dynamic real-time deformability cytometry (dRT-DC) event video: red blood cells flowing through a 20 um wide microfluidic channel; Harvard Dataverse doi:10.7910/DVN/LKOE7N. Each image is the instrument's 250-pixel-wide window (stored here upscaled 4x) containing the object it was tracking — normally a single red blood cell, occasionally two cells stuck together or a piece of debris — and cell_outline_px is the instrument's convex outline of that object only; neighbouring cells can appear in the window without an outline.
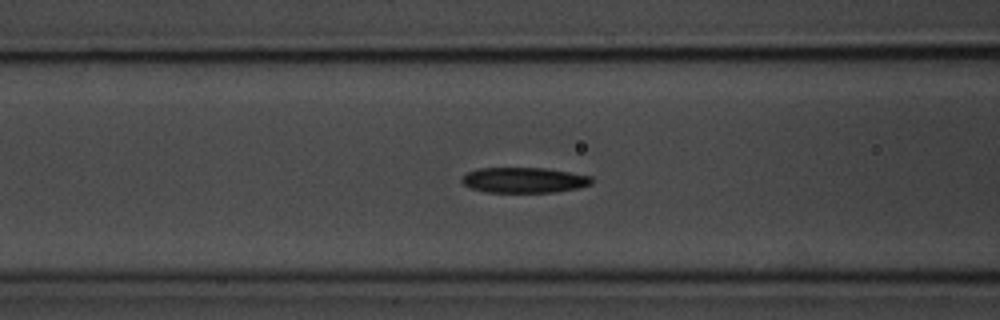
{"species": "common noctule bat (a hibernating species)", "species_latin": "Nyctalus noctula", "temperature_condition": "room temperature", "stored_images_in_passage": 39, "camera_frame_rate_fps": 3000, "um_per_image_px": 0.085, "animal": {"sex": "male", "body_mass_g": 20.1, "forearm_length_mm": 53.5}, "frame": {"image": 1, "passage_image": 6, "time_ms": 1.667, "image_size_px": [1000, 320], "cell_outline_px": [[592, 184], [576, 188], [556, 192], [484, 192], [472, 188], [464, 184], [460, 180], [468, 172], [476, 168], [548, 168], [592, 176]], "centroid_in_image_um": [44.55, 15.3], "position_along_channel_um": 122.0, "area_um2": 19.25}}
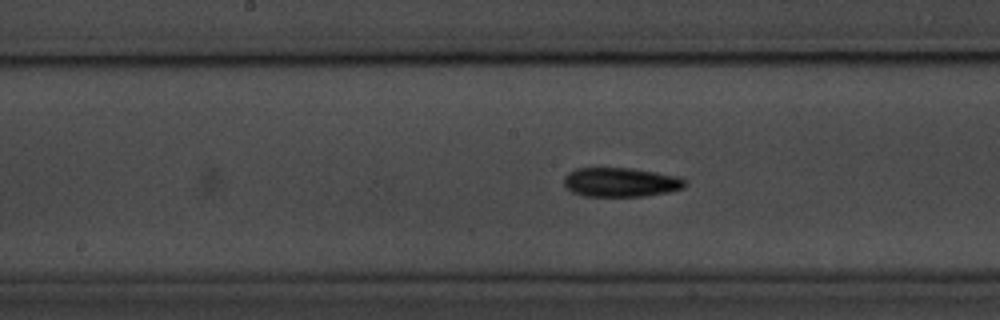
{"frame": {"image": 2, "passage_image": 12, "time_ms": 3.667, "image_size_px": [1000, 320], "cell_outline_px": [[688, 184], [684, 188], [668, 192], [644, 196], [584, 196], [572, 192], [564, 184], [564, 176], [568, 172], [576, 168], [632, 168], [656, 172], [676, 176], [688, 180]], "centroid_in_image_um": [52.78, 15.49], "position_along_channel_um": 195.4, "area_um2": 20.75}}
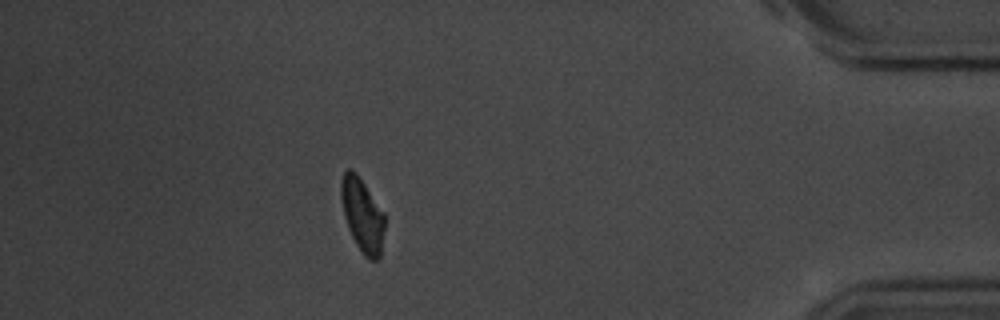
{"frame": {"image": 3, "passage_image": 33, "time_ms": 10.667, "image_size_px": [1000, 320], "cell_outline_px": [[384, 228], [380, 260], [368, 260], [364, 256], [356, 244], [348, 228], [344, 216], [340, 196], [340, 180], [344, 172], [348, 168], [352, 168], [356, 172], [384, 212]], "centroid_in_image_um": [30.79, 18.28], "position_along_channel_um": 404.4, "area_um2": 18.9}, "authors_computed_cell_mechanics": {"area_um2": 19.3052, "velocity_mm_per_s": 3.6574, "shape_relaxation_time_tau1_ms": 4.5361, "shape_relaxation_time_tau2_ms": 11.2633, "deformation_change_tau1": 0.1415, "deformation_change_tau2": 0.2104}}